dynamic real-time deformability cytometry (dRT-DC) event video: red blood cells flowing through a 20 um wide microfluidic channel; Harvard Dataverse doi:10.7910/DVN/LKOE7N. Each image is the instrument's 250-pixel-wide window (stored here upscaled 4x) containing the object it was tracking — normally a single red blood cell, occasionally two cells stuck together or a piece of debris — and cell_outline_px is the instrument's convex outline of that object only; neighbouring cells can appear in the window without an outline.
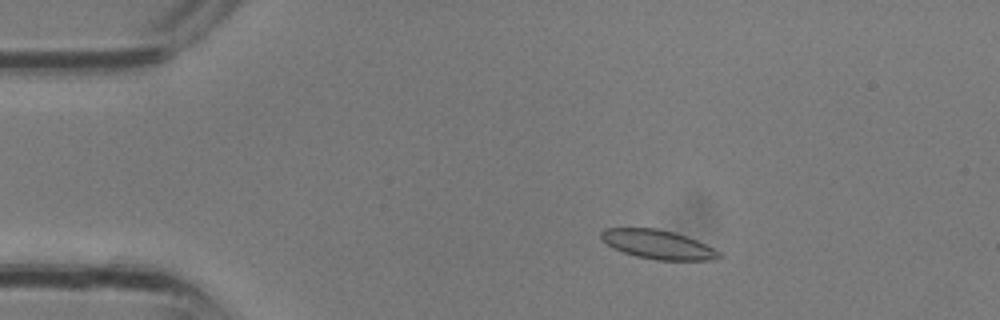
{"species": "common noctule bat (a hibernating species)", "species_latin": "Nyctalus noctula", "temperature_condition": "room temperature", "stored_images_in_passage": 22, "camera_frame_rate_fps": 3000, "um_per_image_px": 0.085, "animal": {"sex": "male", "body_mass_g": 13.3}, "frame": {"image": 1, "passage_image": 5, "time_ms": 1.333, "image_size_px": [1000, 320], "cell_outline_px": [[724, 256], [712, 260], [656, 260], [636, 256], [612, 248], [600, 236], [600, 232], [604, 228], [656, 228], [672, 232], [696, 240], [720, 252]], "centroid_in_image_um": [55.91, 20.78], "position_along_channel_um": 29.1, "area_um2": 19.71}}
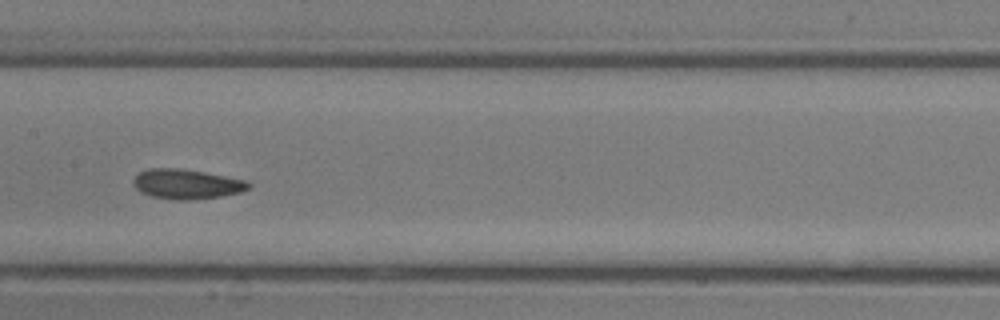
{"frame": {"image": 2, "passage_image": 15, "time_ms": 4.667, "image_size_px": [1000, 320], "cell_outline_px": [[252, 184], [248, 188], [240, 192], [220, 196], [188, 200], [176, 200], [152, 196], [140, 192], [132, 184], [132, 180], [140, 172], [148, 168], [180, 168], [204, 172], [248, 180]], "centroid_in_image_um": [15.85, 15.64], "position_along_channel_um": 191.5, "area_um2": 20.0}}
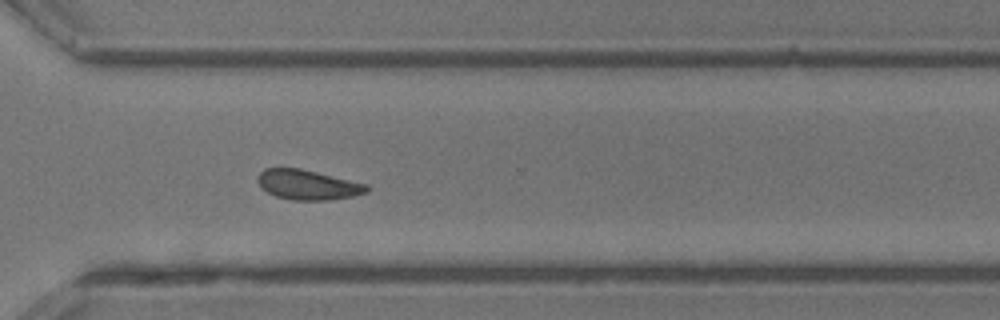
{"frame": {"image": 3, "passage_image": 22, "time_ms": 7.0, "image_size_px": [1000, 320], "cell_outline_px": [[368, 192], [352, 196], [332, 200], [292, 200], [276, 196], [260, 188], [256, 180], [260, 172], [264, 168], [300, 168], [368, 184]], "centroid_in_image_um": [26.14, 15.7], "position_along_channel_um": 344.5, "area_um2": 19.07}}